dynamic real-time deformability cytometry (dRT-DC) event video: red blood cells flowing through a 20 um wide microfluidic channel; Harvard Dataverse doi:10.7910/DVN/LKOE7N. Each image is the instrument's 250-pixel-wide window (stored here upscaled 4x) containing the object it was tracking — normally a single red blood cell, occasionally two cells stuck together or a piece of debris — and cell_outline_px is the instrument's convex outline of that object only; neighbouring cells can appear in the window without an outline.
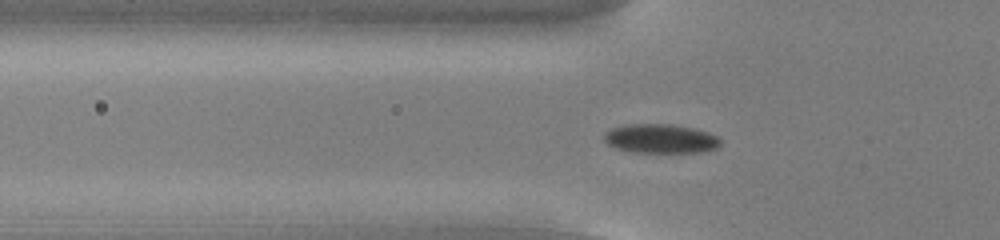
{"species": "common noctule bat (a hibernating species)", "species_latin": "Nyctalus noctula", "temperature_condition": "cold", "stored_images_in_passage": 55, "camera_frame_rate_fps": 3000, "um_per_image_px": 0.085, "animal": {"sex": "male", "body_mass_g": 13.0, "forearm_length_mm": 53.1}, "frame": {"image": 1, "passage_image": 19, "time_ms": 6.0, "image_size_px": [1000, 240], "cell_outline_px": [[720, 144], [716, 148], [700, 152], [636, 152], [616, 148], [608, 144], [604, 140], [604, 132], [612, 128], [624, 124], [672, 124], [696, 128], [708, 132], [716, 136], [720, 140]], "centroid_in_image_um": [56.14, 11.77], "position_along_channel_um": 69.7, "area_um2": 19.77}}
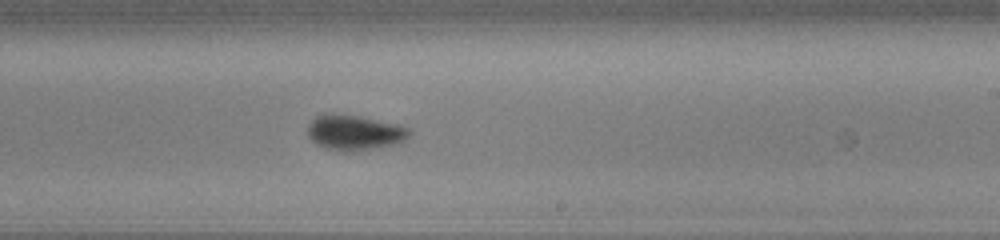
{"frame": {"image": 2, "passage_image": 34, "time_ms": 11.0, "image_size_px": [1000, 240], "cell_outline_px": [[412, 132], [404, 140], [396, 144], [356, 152], [348, 152], [328, 148], [316, 144], [308, 136], [308, 124], [316, 116], [324, 112], [332, 112], [360, 116], [400, 124], [412, 128]], "centroid_in_image_um": [30.15, 11.24], "position_along_channel_um": 258.8, "area_um2": 21.39}}
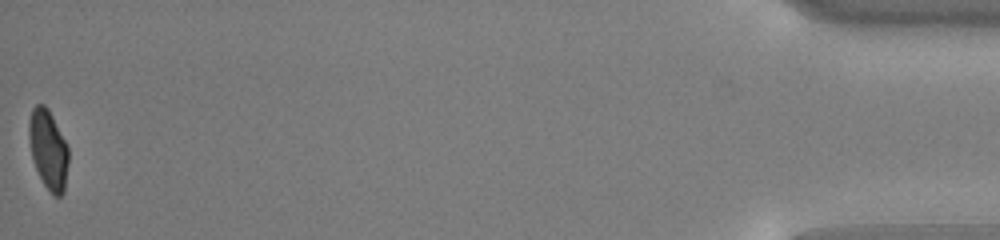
{"frame": {"image": 3, "passage_image": 55, "time_ms": 18.0, "image_size_px": [1000, 240], "cell_outline_px": [[68, 164], [64, 192], [60, 196], [56, 196], [44, 184], [32, 160], [28, 136], [28, 120], [32, 108], [36, 104], [44, 104], [48, 108], [68, 148]], "centroid_in_image_um": [4.08, 12.67], "position_along_channel_um": 431.1, "area_um2": 18.15}, "authors_computed_cell_mechanics": {"area_um2": 19.7098, "velocity_mm_per_s": 3.8099, "shape_relaxation_time_tau1_ms": 2.6304, "shape_relaxation_time_tau2_ms": null, "deformation_change_tau1": 0.1057, "deformation_change_tau2": null}}